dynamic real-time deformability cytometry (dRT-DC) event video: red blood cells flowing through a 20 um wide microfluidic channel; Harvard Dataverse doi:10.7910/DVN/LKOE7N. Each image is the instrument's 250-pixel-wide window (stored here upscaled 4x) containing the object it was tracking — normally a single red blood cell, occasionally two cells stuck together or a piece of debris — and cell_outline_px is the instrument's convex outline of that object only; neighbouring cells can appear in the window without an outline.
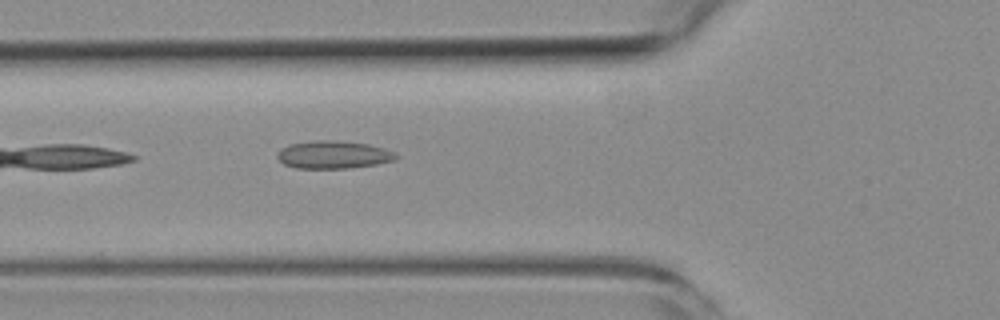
{"species": "common noctule bat (a hibernating species)", "species_latin": "Nyctalus noctula", "temperature_condition": "room temperature", "stored_images_in_passage": 4, "camera_frame_rate_fps": 3000, "um_per_image_px": 0.085, "animal": {"sex": "female", "body_mass_g": 19.3, "forearm_length_mm": 54.1}, "frame": {"image": 1, "passage_image": 4, "time_ms": 3.333, "image_size_px": [1000, 320], "cell_outline_px": [[400, 156], [396, 160], [376, 164], [348, 168], [296, 168], [284, 164], [276, 156], [280, 148], [288, 144], [312, 140], [336, 140], [368, 144], [384, 148]], "centroid_in_image_um": [28.32, 13.14], "position_along_channel_um": 97.5, "area_um2": 19.31}}